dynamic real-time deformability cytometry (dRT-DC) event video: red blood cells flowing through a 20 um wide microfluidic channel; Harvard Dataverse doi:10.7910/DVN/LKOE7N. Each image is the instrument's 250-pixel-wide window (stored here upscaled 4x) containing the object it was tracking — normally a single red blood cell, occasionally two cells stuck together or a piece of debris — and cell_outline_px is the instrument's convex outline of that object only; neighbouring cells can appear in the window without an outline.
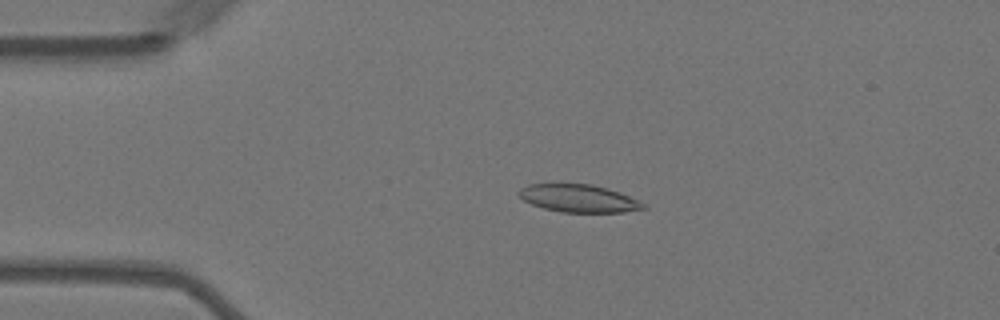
{"species": "Egyptian fruit bat (a non-hibernating species)", "species_latin": "Rousettus aegyptiacus", "temperature_condition": "warm", "stored_images_in_passage": 56, "camera_frame_rate_fps": 3000, "um_per_image_px": 0.085, "animal": {"sex": "female"}, "frame": {"image": 1, "passage_image": 12, "time_ms": 3.667, "image_size_px": [1000, 320], "cell_outline_px": [[648, 208], [624, 212], [560, 212], [544, 208], [532, 204], [524, 200], [516, 192], [520, 188], [528, 184], [592, 184], [608, 188], [620, 192], [640, 200]], "centroid_in_image_um": [49.21, 16.86], "position_along_channel_um": 35.8, "area_um2": 20.17}}
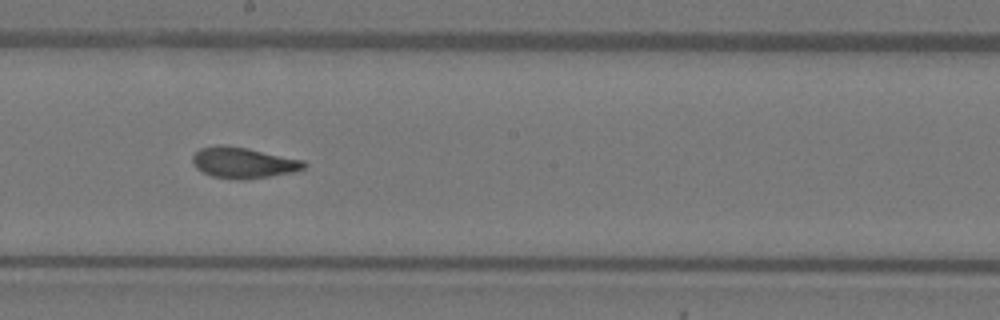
{"frame": {"image": 2, "passage_image": 31, "time_ms": 10.0, "image_size_px": [1000, 320], "cell_outline_px": [[308, 164], [304, 168], [292, 172], [244, 180], [240, 180], [212, 176], [196, 168], [192, 160], [192, 156], [200, 148], [216, 144], [224, 144], [248, 148], [304, 160]], "centroid_in_image_um": [20.67, 13.81], "position_along_channel_um": 227.5, "area_um2": 20.11}}
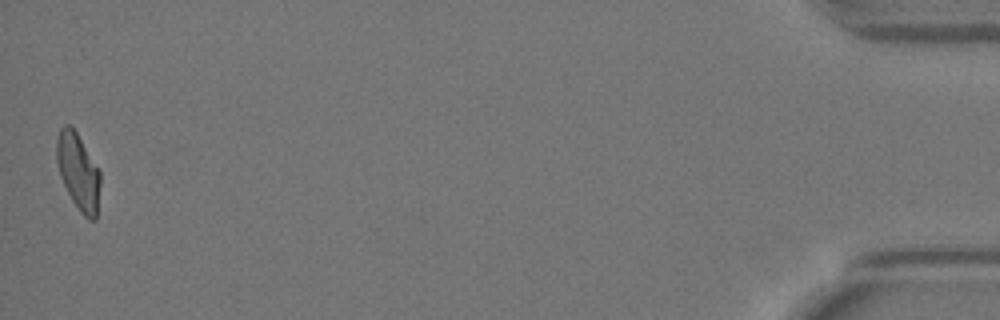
{"frame": {"image": 3, "passage_image": 56, "time_ms": 18.333, "image_size_px": [1000, 320], "cell_outline_px": [[100, 184], [96, 220], [88, 220], [80, 212], [72, 200], [60, 176], [56, 160], [56, 140], [60, 128], [64, 124], [68, 124], [76, 132], [100, 172]], "centroid_in_image_um": [6.64, 14.61], "position_along_channel_um": 428.6, "area_um2": 19.25}, "authors_computed_cell_mechanics": {"area_um2": 20.1433, "velocity_mm_per_s": 3.5687, "shape_relaxation_time_tau1_ms": 7.0838, "shape_relaxation_time_tau2_ms": 1.6908, "deformation_change_tau1": 0.2193, "deformation_change_tau2": 0.091}}